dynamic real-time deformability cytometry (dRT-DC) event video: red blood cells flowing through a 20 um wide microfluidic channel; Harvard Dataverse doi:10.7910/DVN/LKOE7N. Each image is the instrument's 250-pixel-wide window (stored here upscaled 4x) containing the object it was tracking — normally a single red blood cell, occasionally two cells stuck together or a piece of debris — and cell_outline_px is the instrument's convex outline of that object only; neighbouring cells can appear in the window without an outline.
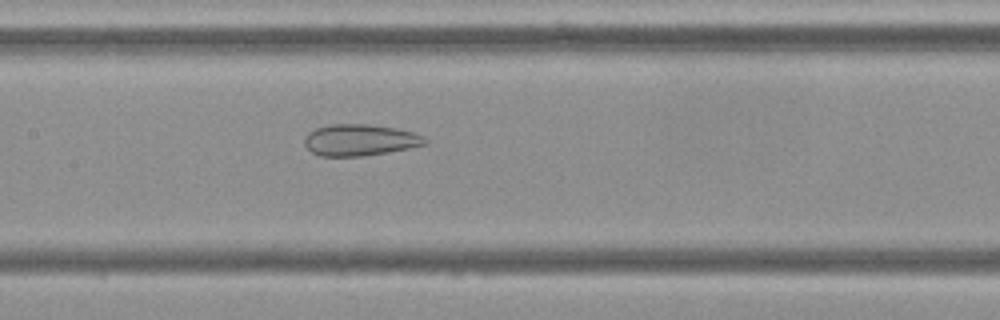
{"species": "Egyptian fruit bat (a non-hibernating species)", "species_latin": "Rousettus aegyptiacus", "temperature_condition": "cold", "stored_images_in_passage": 39, "camera_frame_rate_fps": 3000, "um_per_image_px": 0.085, "frame": {"image": 1, "passage_image": 20, "time_ms": 6.333, "image_size_px": [1000, 320], "cell_outline_px": [[428, 144], [408, 148], [364, 156], [320, 156], [312, 152], [304, 144], [304, 140], [308, 132], [316, 128], [332, 124], [368, 124], [396, 128], [412, 132], [424, 136], [428, 140]], "centroid_in_image_um": [30.6, 11.9], "position_along_channel_um": 176.8, "area_um2": 22.08}}
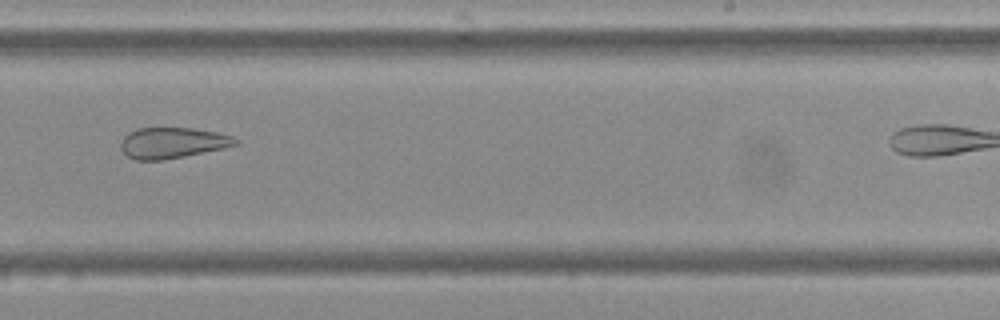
{"frame": {"image": 2, "passage_image": 28, "time_ms": 9.0, "image_size_px": [1000, 320], "cell_outline_px": [[240, 144], [224, 148], [184, 156], [160, 160], [136, 160], [128, 156], [120, 148], [120, 140], [128, 132], [136, 128], [192, 128], [216, 132], [232, 136], [240, 140]], "centroid_in_image_um": [14.66, 12.13], "position_along_channel_um": 274.3, "area_um2": 20.69}}
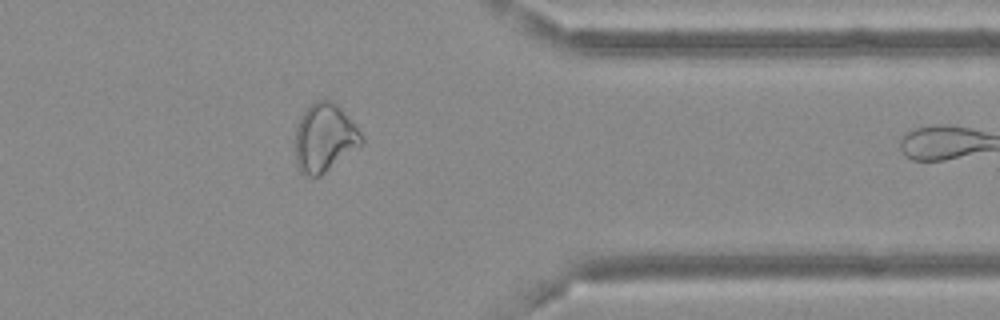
{"frame": {"image": 3, "passage_image": 38, "time_ms": 12.333, "image_size_px": [1000, 320], "cell_outline_px": [[364, 140], [360, 144], [320, 176], [304, 176], [300, 172], [296, 164], [296, 128], [300, 116], [316, 100], [336, 100], [360, 132]], "centroid_in_image_um": [27.56, 11.69], "position_along_channel_um": 383.8, "area_um2": 26.07}}